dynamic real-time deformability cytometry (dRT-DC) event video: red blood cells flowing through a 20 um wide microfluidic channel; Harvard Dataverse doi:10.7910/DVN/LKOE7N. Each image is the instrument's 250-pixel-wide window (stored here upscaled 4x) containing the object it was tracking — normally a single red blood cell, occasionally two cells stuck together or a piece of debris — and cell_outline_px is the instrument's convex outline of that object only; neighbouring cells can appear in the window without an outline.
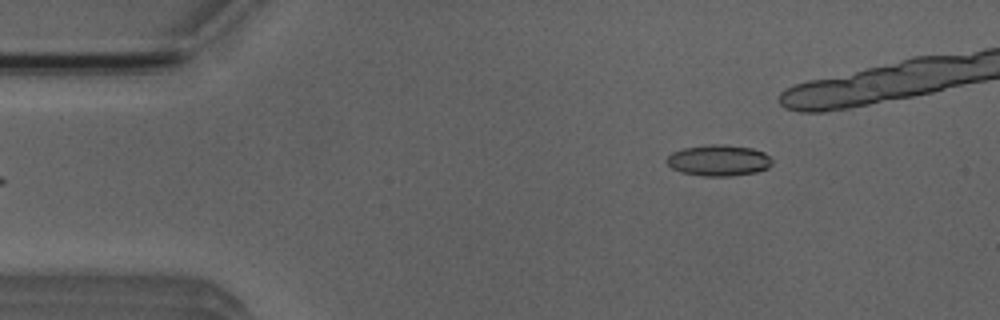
{"species": "Egyptian fruit bat (a non-hibernating species)", "species_latin": "Rousettus aegyptiacus", "temperature_condition": "room temperature", "stored_images_in_passage": 4, "camera_frame_rate_fps": 3000, "um_per_image_px": 0.085, "animal": {"sex": "male"}, "frame": {"image": 1, "passage_image": 4, "time_ms": 4.333, "image_size_px": [1000, 320], "cell_outline_px": [[772, 164], [768, 168], [756, 172], [732, 176], [704, 176], [680, 172], [672, 168], [664, 160], [672, 152], [684, 148], [712, 144], [716, 144], [752, 148], [764, 152], [772, 160]], "centroid_in_image_um": [61.07, 13.64], "position_along_channel_um": 23.9, "area_um2": 19.07}}